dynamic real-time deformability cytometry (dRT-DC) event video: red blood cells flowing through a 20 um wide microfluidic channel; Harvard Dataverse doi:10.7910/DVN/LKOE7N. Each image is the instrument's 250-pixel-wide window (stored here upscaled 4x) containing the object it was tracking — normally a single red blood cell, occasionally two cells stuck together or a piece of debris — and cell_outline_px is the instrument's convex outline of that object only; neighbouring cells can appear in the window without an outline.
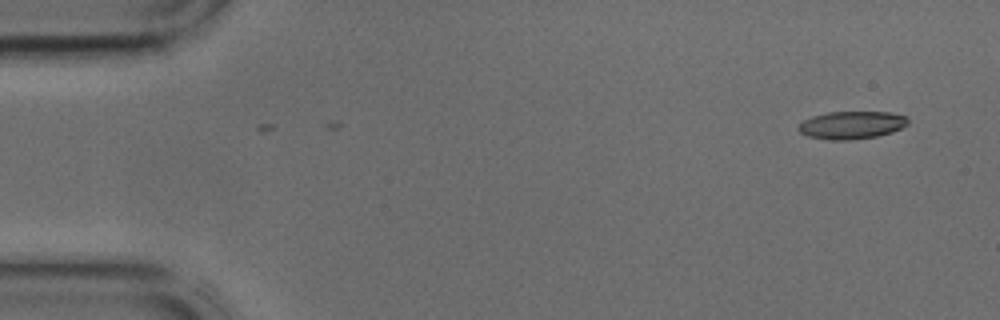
{"species": "common noctule bat (a hibernating species)", "species_latin": "Nyctalus noctula", "temperature_condition": "cold", "stored_images_in_passage": 2, "camera_frame_rate_fps": 3000, "um_per_image_px": 0.085, "animal": {"sex": "male", "body_mass_g": 17.9, "forearm_length_mm": 54.2}, "frame": {"image": 1, "passage_image": 2, "time_ms": 0.333, "image_size_px": [1000, 320], "cell_outline_px": [[908, 124], [892, 132], [876, 136], [848, 140], [828, 140], [808, 136], [800, 132], [796, 128], [804, 120], [812, 116], [828, 112], [888, 112], [904, 116], [908, 120]], "centroid_in_image_um": [72.35, 10.63], "position_along_channel_um": 12.6, "area_um2": 17.57}}